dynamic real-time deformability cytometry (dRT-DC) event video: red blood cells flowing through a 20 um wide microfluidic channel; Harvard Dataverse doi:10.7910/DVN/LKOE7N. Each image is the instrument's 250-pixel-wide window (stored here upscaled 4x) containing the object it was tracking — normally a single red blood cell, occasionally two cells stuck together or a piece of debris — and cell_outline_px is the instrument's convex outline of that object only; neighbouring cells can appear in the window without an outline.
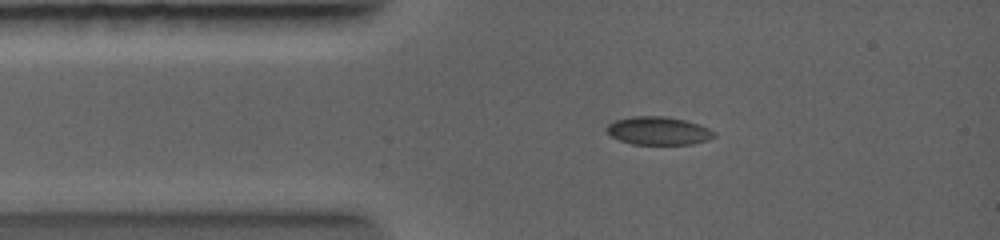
{"species": "common noctule bat (a hibernating species)", "species_latin": "Nyctalus noctula", "temperature_condition": "warm", "stored_images_in_passage": 7, "camera_frame_rate_fps": 5000, "um_per_image_px": 0.085, "animal": {"sex": "female", "body_mass_g": 19.0, "forearm_length_mm": 56.7}, "frame": {"image": 1, "passage_image": 5, "time_ms": 1.6, "image_size_px": [1000, 240], "cell_outline_px": [[716, 136], [708, 140], [692, 144], [632, 144], [620, 140], [612, 136], [604, 128], [608, 124], [616, 120], [632, 116], [668, 116], [684, 120], [708, 128], [716, 132]], "centroid_in_image_um": [55.97, 11.11], "position_along_channel_um": 29.0, "area_um2": 17.57}}